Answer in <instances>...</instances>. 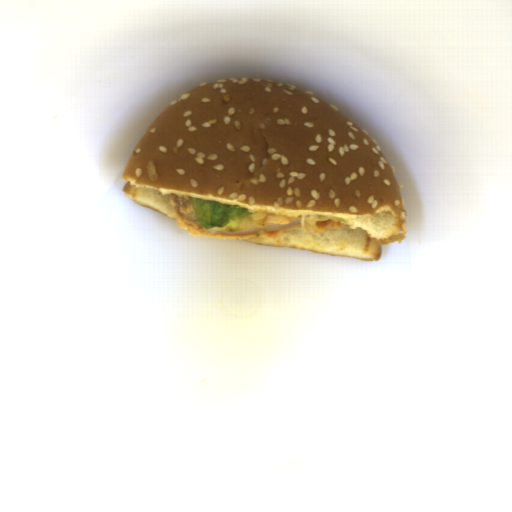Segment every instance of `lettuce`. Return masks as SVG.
I'll list each match as a JSON object with an SVG mask.
<instances>
[{
	"label": "lettuce",
	"mask_w": 512,
	"mask_h": 512,
	"mask_svg": "<svg viewBox=\"0 0 512 512\" xmlns=\"http://www.w3.org/2000/svg\"><path fill=\"white\" fill-rule=\"evenodd\" d=\"M332 220L334 223L346 222L343 218L330 217L324 215H302L300 220V228L303 233L311 234L316 229L317 222Z\"/></svg>",
	"instance_id": "2"
},
{
	"label": "lettuce",
	"mask_w": 512,
	"mask_h": 512,
	"mask_svg": "<svg viewBox=\"0 0 512 512\" xmlns=\"http://www.w3.org/2000/svg\"><path fill=\"white\" fill-rule=\"evenodd\" d=\"M195 220L209 231L236 232L251 226L253 212L240 205L221 204L200 197L191 199Z\"/></svg>",
	"instance_id": "1"
}]
</instances>
